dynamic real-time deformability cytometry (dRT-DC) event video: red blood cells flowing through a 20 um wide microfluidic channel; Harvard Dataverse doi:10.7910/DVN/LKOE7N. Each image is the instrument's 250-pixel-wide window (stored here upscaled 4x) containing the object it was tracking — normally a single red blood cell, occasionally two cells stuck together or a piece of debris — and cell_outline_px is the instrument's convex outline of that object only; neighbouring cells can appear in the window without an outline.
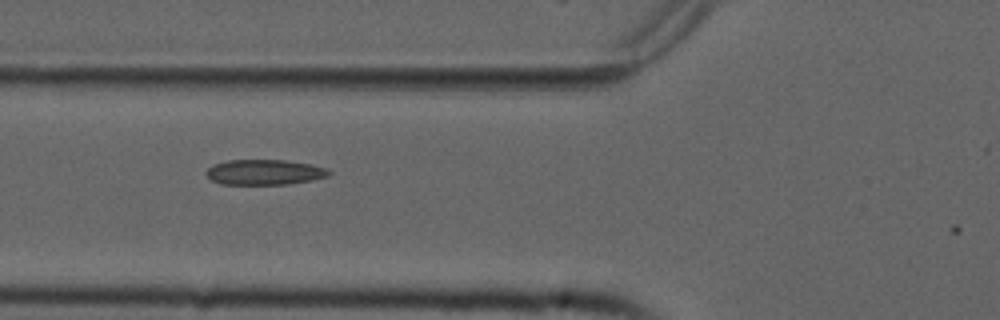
{"species": "common noctule bat (a hibernating species)", "species_latin": "Nyctalus noctula", "temperature_condition": "cold", "stored_images_in_passage": 25, "camera_frame_rate_fps": 3000, "um_per_image_px": 0.085, "animal": {"sex": "male", "forearm_length_mm": 52.5}, "frame": {"image": 1, "passage_image": 4, "time_ms": 1.0, "image_size_px": [1000, 320], "cell_outline_px": [[320, 172], [316, 176], [300, 180], [268, 184], [240, 184], [220, 180], [212, 176], [208, 172], [212, 168], [224, 164], [244, 160], [264, 160], [296, 164], [312, 168]], "centroid_in_image_um": [22.24, 14.64], "position_along_channel_um": 103.6, "area_um2": 14.22}}
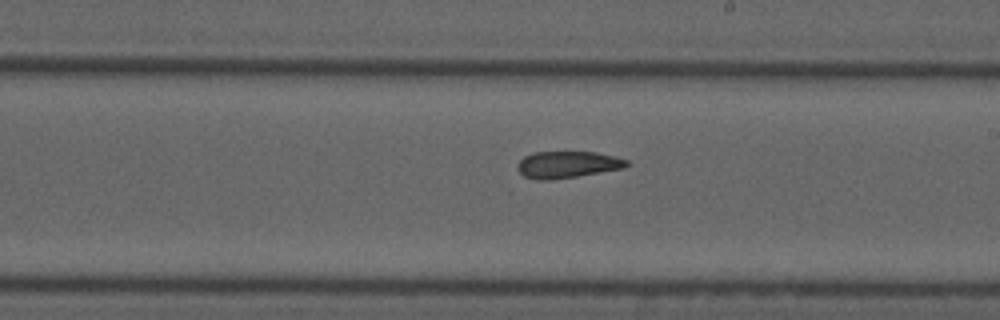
{"frame": {"image": 2, "passage_image": 15, "time_ms": 4.667, "image_size_px": [1000, 320], "cell_outline_px": [[624, 164], [612, 168], [568, 176], [528, 176], [520, 168], [520, 164], [528, 156], [548, 152], [584, 152], [604, 156], [620, 160]], "centroid_in_image_um": [48.13, 13.93], "position_along_channel_um": 240.9, "area_um2": 13.64}}
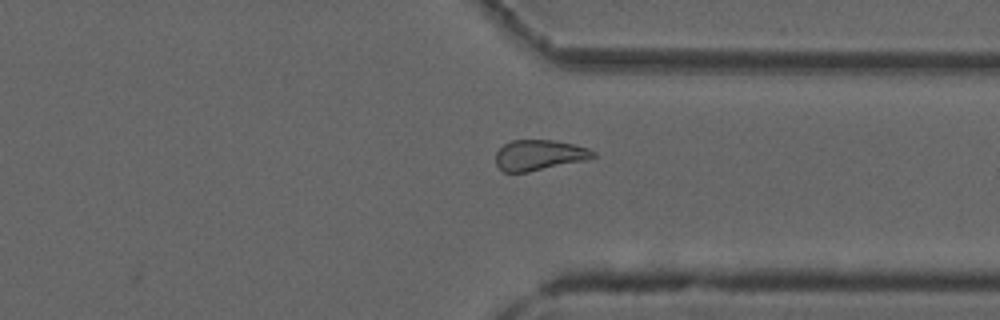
{"frame": {"image": 3, "passage_image": 25, "time_ms": 8.0, "image_size_px": [1000, 320], "cell_outline_px": [[580, 156], [568, 160], [520, 172], [508, 172], [524, 140], [540, 140], [564, 144], [580, 148]], "centroid_in_image_um": [46.07, 13.16], "position_along_channel_um": 365.3, "area_um2": 10.46}}